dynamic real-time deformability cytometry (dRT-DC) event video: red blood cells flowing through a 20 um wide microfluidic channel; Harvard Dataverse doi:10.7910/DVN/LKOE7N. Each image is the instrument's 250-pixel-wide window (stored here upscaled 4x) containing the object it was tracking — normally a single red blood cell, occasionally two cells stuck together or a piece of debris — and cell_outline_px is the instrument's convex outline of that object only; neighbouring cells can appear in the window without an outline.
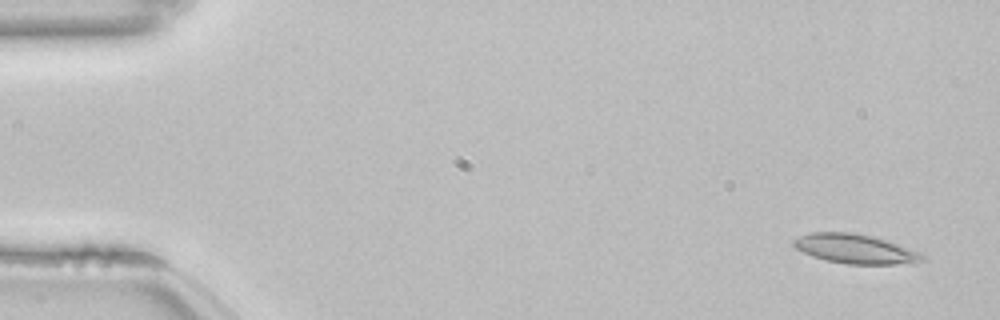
{"species": "common noctule bat (a hibernating species)", "species_latin": "Nyctalus noctula", "temperature_condition": "room temperature", "stored_images_in_passage": 52, "camera_frame_rate_fps": 3000, "um_per_image_px": 0.085, "animal": {"sex": "female", "body_mass_g": 22.7, "forearm_length_mm": 54.2}, "frame": {"image": 1, "passage_image": 1, "time_ms": 0.0, "image_size_px": [1000, 320], "cell_outline_px": [[924, 260], [896, 264], [848, 264], [824, 260], [812, 256], [796, 248], [792, 244], [792, 240], [808, 232], [852, 232], [872, 236], [900, 244], [920, 252], [924, 256]], "centroid_in_image_um": [72.66, 21.14], "position_along_channel_um": 12.3, "area_um2": 22.02}}
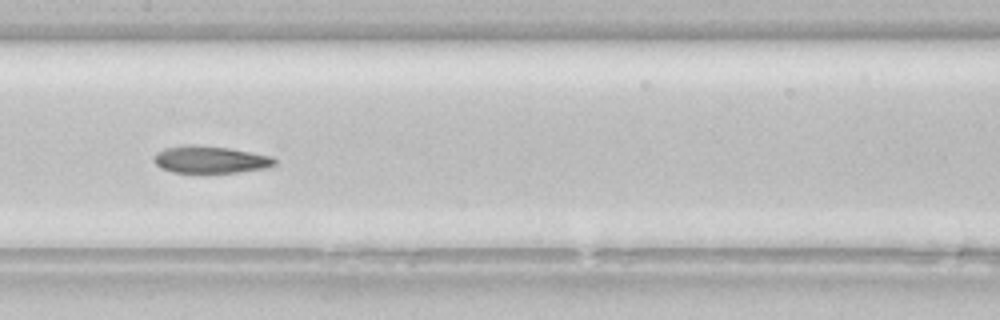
{"frame": {"image": 2, "passage_image": 25, "time_ms": 8.0, "image_size_px": [1000, 320], "cell_outline_px": [[276, 164], [268, 168], [236, 172], [172, 172], [160, 168], [152, 160], [152, 156], [156, 152], [164, 148], [192, 144], [228, 148], [272, 156], [276, 160]], "centroid_in_image_um": [17.84, 13.56], "position_along_channel_um": 189.6, "area_um2": 19.13}}
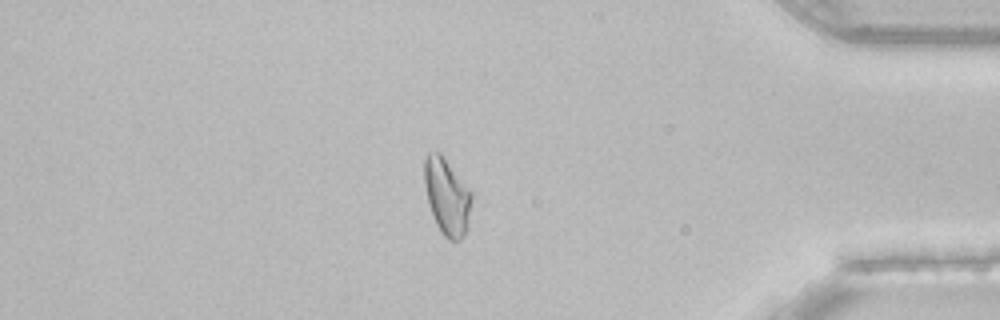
{"frame": {"image": 3, "passage_image": 44, "time_ms": 14.333, "image_size_px": [1000, 320], "cell_outline_px": [[472, 200], [468, 224], [464, 236], [460, 240], [448, 240], [444, 236], [436, 224], [432, 216], [428, 204], [424, 184], [424, 160], [428, 152], [440, 152], [472, 192]], "centroid_in_image_um": [37.98, 16.71], "position_along_channel_um": 397.2, "area_um2": 21.21}, "authors_computed_cell_mechanics": {"area_um2": 20.5768, "velocity_mm_per_s": 3.8346, "shape_relaxation_time_tau1_ms": null, "shape_relaxation_time_tau2_ms": 4.3485, "deformation_change_tau1": null, "deformation_change_tau2": 0.1305}}